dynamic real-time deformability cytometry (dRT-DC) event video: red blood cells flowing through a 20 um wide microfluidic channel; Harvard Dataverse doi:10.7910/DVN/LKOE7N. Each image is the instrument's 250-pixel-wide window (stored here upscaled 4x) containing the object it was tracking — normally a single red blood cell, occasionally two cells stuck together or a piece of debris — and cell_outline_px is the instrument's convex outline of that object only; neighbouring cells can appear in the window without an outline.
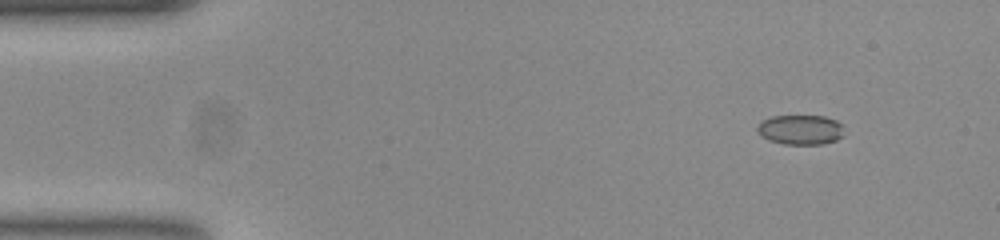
{"species": "common noctule bat (a hibernating species)", "species_latin": "Nyctalus noctula", "temperature_condition": "room temperature", "stored_images_in_passage": 50, "camera_frame_rate_fps": 3000, "um_per_image_px": 0.085, "animal": {"sex": "female", "body_mass_g": 23.0, "forearm_length_mm": 53.4}, "frame": {"image": 1, "passage_image": 1, "time_ms": 0.0, "image_size_px": [1000, 240], "cell_outline_px": [[844, 136], [836, 140], [824, 144], [784, 144], [768, 140], [760, 136], [756, 132], [756, 128], [764, 120], [772, 116], [824, 116], [836, 120], [840, 124]], "centroid_in_image_um": [68.03, 11.04], "position_along_channel_um": 17.0, "area_um2": 15.09}}
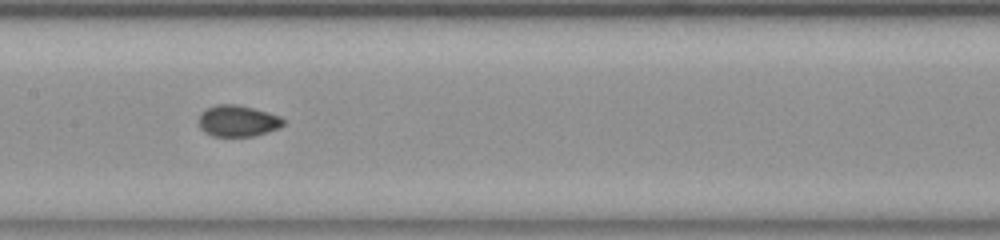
{"frame": {"image": 2, "passage_image": 22, "time_ms": 7.0, "image_size_px": [1000, 240], "cell_outline_px": [[284, 124], [280, 128], [252, 136], [212, 136], [204, 132], [200, 128], [200, 112], [216, 104], [236, 104], [268, 112], [280, 116], [284, 120]], "centroid_in_image_um": [20.21, 10.28], "position_along_channel_um": 187.2, "area_um2": 15.37}}
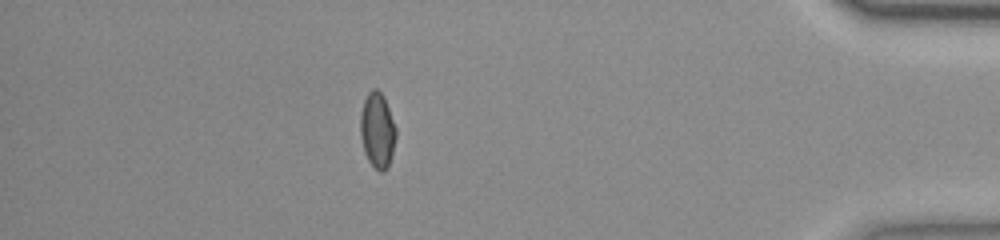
{"frame": {"image": 3, "passage_image": 43, "time_ms": 14.0, "image_size_px": [1000, 240], "cell_outline_px": [[396, 136], [392, 152], [388, 164], [384, 172], [380, 172], [368, 160], [364, 152], [360, 136], [360, 112], [364, 100], [368, 92], [372, 88], [376, 88], [384, 96], [396, 128]], "centroid_in_image_um": [32.05, 11.03], "position_along_channel_um": 403.1, "area_um2": 15.61}, "authors_computed_cell_mechanics": {"area_um2": 15.4904, "velocity_mm_per_s": 3.7784, "shape_relaxation_time_tau1_ms": 9.5381, "shape_relaxation_time_tau2_ms": 1.2922, "deformation_change_tau1": 0.1515, "deformation_change_tau2": 0.0452}}